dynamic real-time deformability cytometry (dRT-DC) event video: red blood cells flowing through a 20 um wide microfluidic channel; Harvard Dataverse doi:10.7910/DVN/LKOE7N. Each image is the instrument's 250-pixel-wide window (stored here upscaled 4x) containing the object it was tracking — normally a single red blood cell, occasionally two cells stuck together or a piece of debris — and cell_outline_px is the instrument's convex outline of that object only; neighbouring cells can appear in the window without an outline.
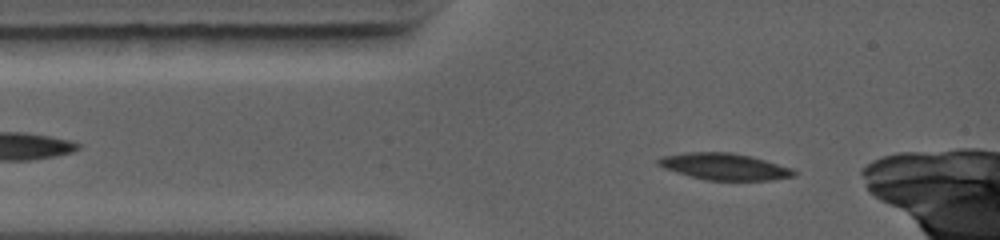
{"species": "common noctule bat (a hibernating species)", "species_latin": "Nyctalus noctula", "temperature_condition": "warm", "stored_images_in_passage": 46, "camera_frame_rate_fps": 5000, "um_per_image_px": 0.085, "animal": {"sex": "female", "body_mass_g": 19.0, "forearm_length_mm": 56.7}, "frame": {"image": 1, "passage_image": 4, "time_ms": 0.6, "image_size_px": [1000, 240], "cell_outline_px": [[796, 176], [772, 180], [704, 180], [676, 172], [664, 168], [656, 164], [656, 160], [660, 156], [684, 152], [732, 152], [752, 156], [792, 168], [796, 172]], "centroid_in_image_um": [61.55, 14.15], "position_along_channel_um": 23.4, "area_um2": 21.27}}
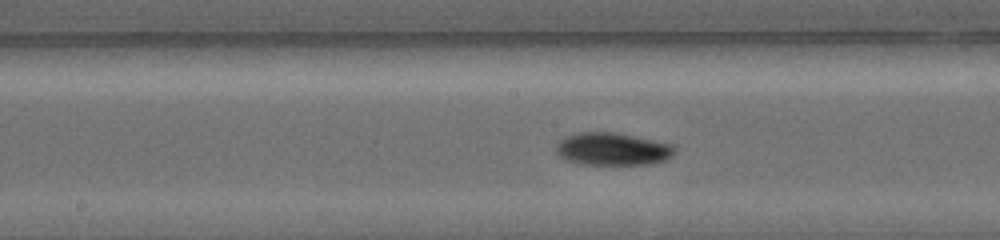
{"frame": {"image": 2, "passage_image": 26, "time_ms": 5.0, "image_size_px": [1000, 240], "cell_outline_px": [[676, 152], [672, 156], [664, 160], [648, 164], [580, 164], [564, 160], [556, 152], [556, 144], [564, 136], [580, 132], [616, 132], [672, 144], [676, 148]], "centroid_in_image_um": [52.04, 12.66], "position_along_channel_um": 196.2, "area_um2": 22.66}}
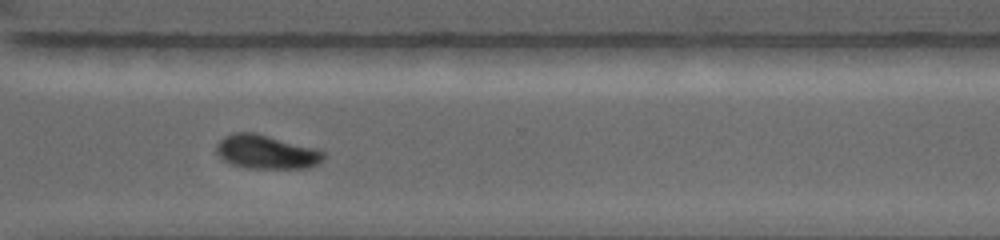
{"frame": {"image": 3, "passage_image": 43, "time_ms": 8.4, "image_size_px": [1000, 240], "cell_outline_px": [[324, 160], [308, 168], [248, 168], [232, 164], [224, 160], [216, 152], [216, 144], [224, 136], [236, 132], [256, 132], [316, 148], [324, 152]], "centroid_in_image_um": [22.64, 12.9], "position_along_channel_um": 348.0, "area_um2": 21.21}, "authors_computed_cell_mechanics": {"area_um2": 22.3397, "velocity_mm_per_s": 4.4644, "shape_relaxation_time_tau1_ms": 3.0478, "shape_relaxation_time_tau2_ms": 3.369, "deformation_change_tau1": 0.1265, "deformation_change_tau2": 0.0508}}